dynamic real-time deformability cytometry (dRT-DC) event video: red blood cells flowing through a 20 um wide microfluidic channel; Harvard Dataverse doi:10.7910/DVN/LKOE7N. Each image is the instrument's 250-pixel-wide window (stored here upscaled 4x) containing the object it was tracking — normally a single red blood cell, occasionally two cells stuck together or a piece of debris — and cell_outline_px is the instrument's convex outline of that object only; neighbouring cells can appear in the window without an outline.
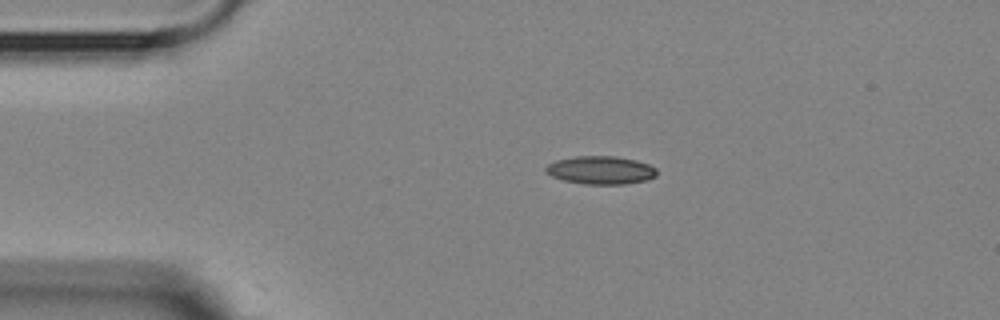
{"species": "Egyptian fruit bat (a non-hibernating species)", "species_latin": "Rousettus aegyptiacus", "temperature_condition": "room temperature", "stored_images_in_passage": 2, "camera_frame_rate_fps": 3000, "um_per_image_px": 0.085, "animal": {"sex": "female"}, "frame": {"image": 1, "passage_image": 1, "time_ms": 0.0, "image_size_px": [1000, 320], "cell_outline_px": [[656, 176], [648, 180], [624, 184], [584, 184], [564, 180], [552, 176], [544, 168], [548, 164], [556, 160], [576, 156], [616, 156], [636, 160], [648, 164], [656, 168]], "centroid_in_image_um": [51.08, 14.46], "position_along_channel_um": 33.9, "area_um2": 18.15}}